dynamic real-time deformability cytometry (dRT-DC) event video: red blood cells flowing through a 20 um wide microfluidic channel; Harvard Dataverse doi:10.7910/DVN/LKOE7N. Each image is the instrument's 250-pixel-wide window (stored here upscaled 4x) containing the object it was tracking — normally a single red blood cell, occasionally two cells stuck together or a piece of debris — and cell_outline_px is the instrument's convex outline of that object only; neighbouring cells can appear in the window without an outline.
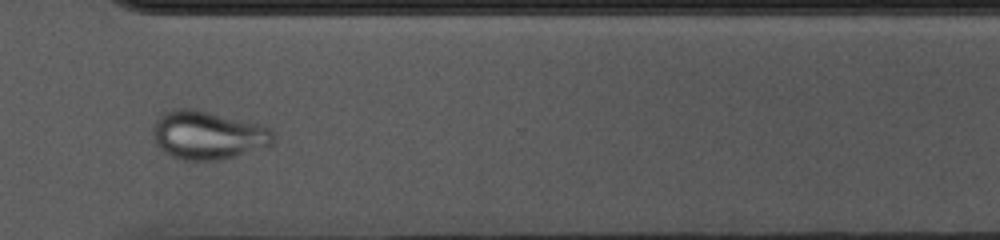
{"species": "common noctule bat (a hibernating species)", "species_latin": "Nyctalus noctula", "temperature_condition": "cold", "stored_images_in_passage": 54, "camera_frame_rate_fps": 3000, "um_per_image_px": 0.085, "animal": {"sex": "female", "body_mass_g": 10.0, "forearm_length_mm": 53.1}, "frame": {"image": 1, "passage_image": 39, "time_ms": 12.667, "image_size_px": [1000, 240], "cell_outline_px": [[276, 136], [272, 144], [232, 156], [216, 160], [184, 160], [172, 156], [160, 148], [152, 140], [152, 128], [156, 120], [164, 112], [172, 108], [192, 108], [212, 112], [272, 128]], "centroid_in_image_um": [17.62, 11.46], "position_along_channel_um": 353.0, "area_um2": 33.87}}